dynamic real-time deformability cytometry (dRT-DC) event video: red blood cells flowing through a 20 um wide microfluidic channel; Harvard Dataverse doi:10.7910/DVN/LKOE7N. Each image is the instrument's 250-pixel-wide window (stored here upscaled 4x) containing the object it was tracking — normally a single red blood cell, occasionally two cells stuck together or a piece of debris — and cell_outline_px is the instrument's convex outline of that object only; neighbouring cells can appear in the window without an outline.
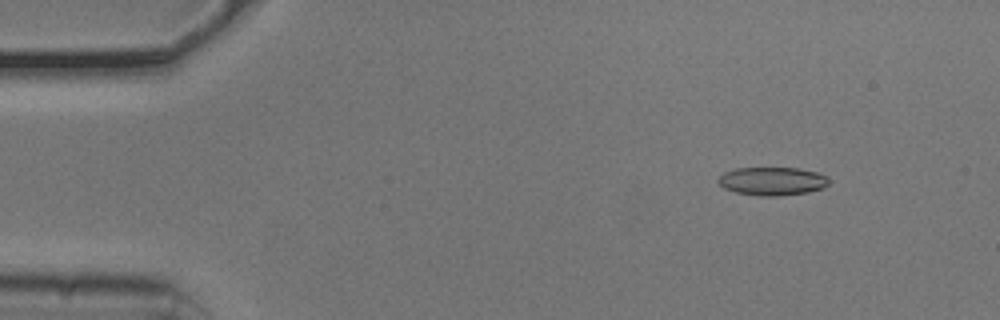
{"species": "common noctule bat (a hibernating species)", "species_latin": "Nyctalus noctula", "temperature_condition": "cold", "stored_images_in_passage": 53, "camera_frame_rate_fps": 3000, "um_per_image_px": 0.085, "animal": {"sex": "male", "body_mass_g": 20.5, "forearm_length_mm": 52.5}, "frame": {"image": 1, "passage_image": 6, "time_ms": 1.667, "image_size_px": [1000, 320], "cell_outline_px": [[828, 184], [824, 188], [808, 192], [780, 196], [760, 196], [736, 192], [724, 188], [716, 180], [724, 172], [736, 168], [800, 168], [816, 172], [828, 176]], "centroid_in_image_um": [65.65, 15.4], "position_along_channel_um": 19.3, "area_um2": 18.32}}
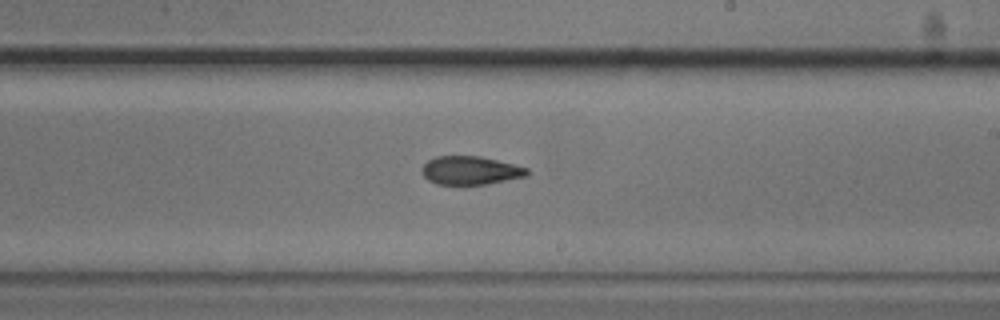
{"frame": {"image": 2, "passage_image": 31, "time_ms": 10.0, "image_size_px": [1000, 320], "cell_outline_px": [[528, 176], [488, 184], [436, 184], [428, 180], [424, 176], [424, 164], [428, 160], [436, 156], [480, 156], [528, 168]], "centroid_in_image_um": [40.01, 14.49], "position_along_channel_um": 249.0, "area_um2": 17.22}}
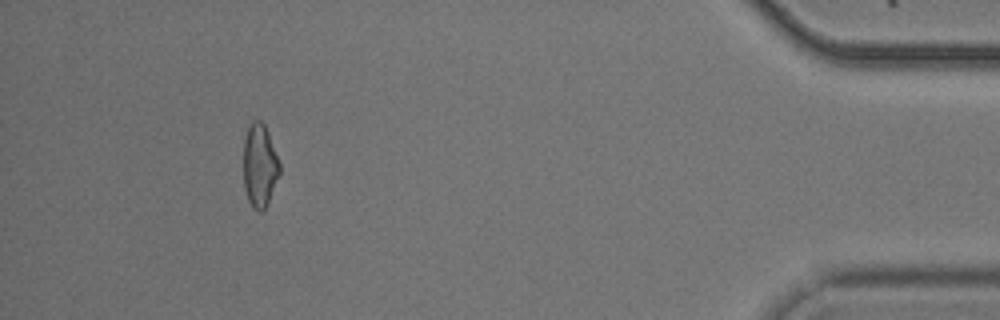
{"frame": {"image": 3, "passage_image": 49, "time_ms": 16.0, "image_size_px": [1000, 320], "cell_outline_px": [[280, 172], [268, 204], [260, 212], [252, 208], [248, 200], [244, 188], [244, 136], [252, 120], [260, 120], [264, 124], [268, 132], [280, 164]], "centroid_in_image_um": [22.07, 14.08], "position_along_channel_um": 413.1, "area_um2": 17.57}, "authors_computed_cell_mechanics": {"area_um2": 18.2648, "velocity_mm_per_s": 3.7826, "shape_relaxation_time_tau1_ms": null, "shape_relaxation_time_tau2_ms": 8.0601, "deformation_change_tau1": null, "deformation_change_tau2": 0.1615}}